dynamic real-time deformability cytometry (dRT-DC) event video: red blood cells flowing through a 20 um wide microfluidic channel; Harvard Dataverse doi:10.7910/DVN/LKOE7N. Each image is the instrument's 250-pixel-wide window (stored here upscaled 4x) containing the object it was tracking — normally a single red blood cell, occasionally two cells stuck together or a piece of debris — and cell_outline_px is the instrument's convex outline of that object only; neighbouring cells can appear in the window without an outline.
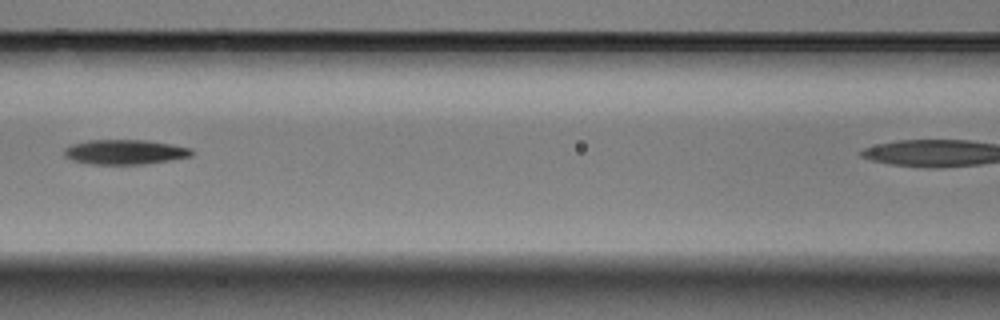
{"species": "Egyptian fruit bat (a non-hibernating species)", "species_latin": "Rousettus aegyptiacus", "temperature_condition": "warm", "stored_images_in_passage": 7, "segment_of_instrument_passage": [1, 2], "camera_frame_rate_fps": 3000, "um_per_image_px": 0.085, "animal": {"sex": "male"}, "frame": {"image": 1, "passage_image": 6, "time_ms": 1.667, "image_size_px": [1000, 320], "cell_outline_px": [[192, 156], [172, 160], [148, 164], [92, 164], [72, 160], [64, 156], [64, 148], [72, 144], [88, 140], [144, 140], [192, 148]], "centroid_in_image_um": [10.61, 12.92], "position_along_channel_um": 156.0, "area_um2": 18.38}}